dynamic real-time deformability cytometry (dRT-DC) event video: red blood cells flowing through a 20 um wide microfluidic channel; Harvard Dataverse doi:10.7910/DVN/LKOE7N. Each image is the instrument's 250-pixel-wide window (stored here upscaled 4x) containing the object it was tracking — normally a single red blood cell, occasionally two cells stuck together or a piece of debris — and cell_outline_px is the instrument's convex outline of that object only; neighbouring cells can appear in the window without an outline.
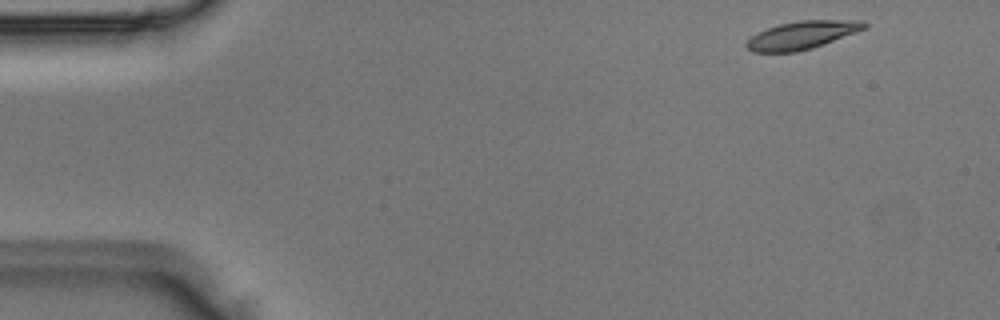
{"species": "Egyptian fruit bat (a non-hibernating species)", "species_latin": "Rousettus aegyptiacus", "temperature_condition": "room temperature", "stored_images_in_passage": 4, "camera_frame_rate_fps": 3000, "um_per_image_px": 0.085, "animal": {"sex": "male"}, "frame": {"image": 1, "passage_image": 1, "time_ms": 0.0, "image_size_px": [1000, 320], "cell_outline_px": [[868, 24], [864, 28], [856, 32], [824, 44], [812, 48], [796, 52], [752, 52], [744, 44], [752, 36], [768, 28], [780, 24], [800, 20], [864, 20]], "centroid_in_image_um": [68.18, 2.98], "position_along_channel_um": 16.8, "area_um2": 19.02}}